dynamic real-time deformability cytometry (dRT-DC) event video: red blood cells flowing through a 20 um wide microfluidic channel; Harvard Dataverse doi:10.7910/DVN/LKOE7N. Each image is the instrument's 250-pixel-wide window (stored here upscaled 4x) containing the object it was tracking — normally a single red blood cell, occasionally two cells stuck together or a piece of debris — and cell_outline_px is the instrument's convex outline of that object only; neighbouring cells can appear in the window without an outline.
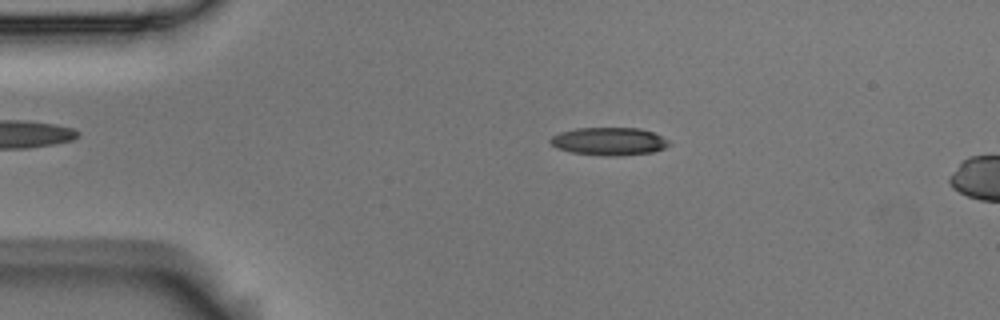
{"species": "Egyptian fruit bat (a non-hibernating species)", "species_latin": "Rousettus aegyptiacus", "temperature_condition": "room temperature", "stored_images_in_passage": 5, "camera_frame_rate_fps": 3000, "um_per_image_px": 0.085, "animal": {"sex": "male"}, "frame": {"image": 1, "passage_image": 3, "time_ms": 0.667, "image_size_px": [1000, 320], "cell_outline_px": [[672, 144], [664, 148], [652, 152], [620, 156], [604, 156], [572, 152], [556, 148], [548, 140], [552, 136], [560, 132], [576, 128], [640, 128], [652, 132], [668, 140]], "centroid_in_image_um": [51.76, 12.02], "position_along_channel_um": 33.2, "area_um2": 19.31}}